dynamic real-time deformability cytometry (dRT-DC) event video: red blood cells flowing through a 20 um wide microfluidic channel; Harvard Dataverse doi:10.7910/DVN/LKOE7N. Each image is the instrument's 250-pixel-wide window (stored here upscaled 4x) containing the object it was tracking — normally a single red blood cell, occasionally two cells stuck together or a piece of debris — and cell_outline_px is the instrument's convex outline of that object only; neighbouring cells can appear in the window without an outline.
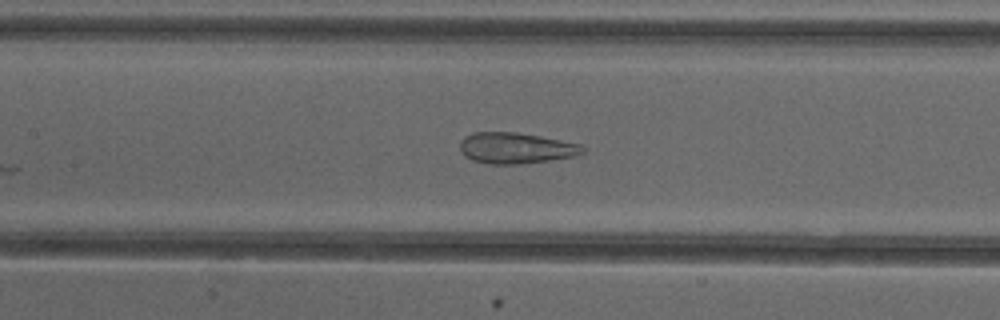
{"species": "common noctule bat (a hibernating species)", "species_latin": "Nyctalus noctula", "temperature_condition": "cold", "stored_images_in_passage": 7, "camera_frame_rate_fps": 3000, "um_per_image_px": 0.085, "animal": {"sex": "female"}, "frame": {"image": 1, "passage_image": 7, "time_ms": 7.333, "image_size_px": [1000, 320], "cell_outline_px": [[584, 152], [576, 156], [548, 160], [516, 164], [492, 164], [472, 160], [464, 156], [460, 152], [460, 140], [464, 136], [472, 132], [516, 132], [540, 136], [580, 144], [584, 148]], "centroid_in_image_um": [43.8, 12.58], "position_along_channel_um": 163.6, "area_um2": 22.14}}